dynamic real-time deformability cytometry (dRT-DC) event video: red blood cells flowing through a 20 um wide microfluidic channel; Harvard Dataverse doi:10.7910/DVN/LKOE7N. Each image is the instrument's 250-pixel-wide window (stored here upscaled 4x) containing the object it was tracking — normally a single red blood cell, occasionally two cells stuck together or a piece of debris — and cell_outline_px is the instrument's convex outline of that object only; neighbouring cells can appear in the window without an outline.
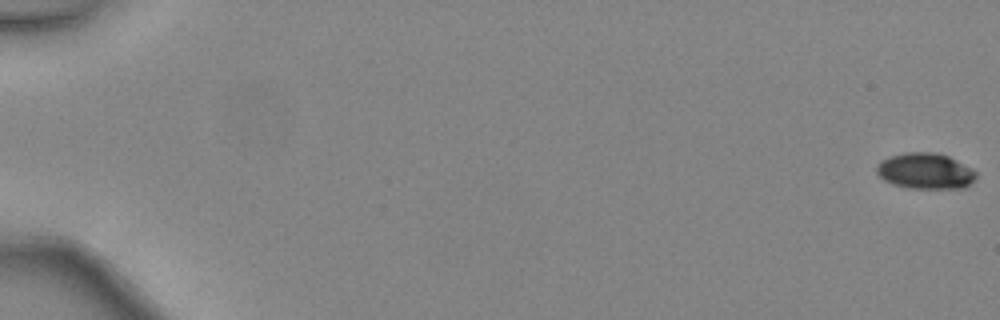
{"species": "common noctule bat (a hibernating species)", "species_latin": "Nyctalus noctula", "temperature_condition": "warm", "stored_images_in_passage": 48, "camera_frame_rate_fps": 3000, "um_per_image_px": 0.085, "animal": {"sex": "female", "body_mass_g": 24.6, "forearm_length_mm": 56.2}, "frame": {"image": 1, "passage_image": 1, "time_ms": 0.0, "image_size_px": [1000, 320], "cell_outline_px": [[976, 176], [964, 188], [912, 188], [892, 184], [884, 180], [876, 172], [876, 164], [880, 160], [888, 156], [904, 152], [936, 152], [948, 156], [976, 172]], "centroid_in_image_um": [78.58, 14.52], "position_along_channel_um": 6.4, "area_um2": 20.69}}
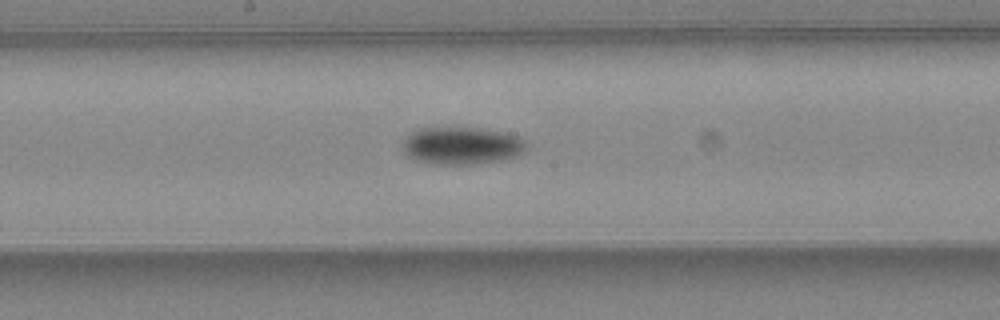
{"frame": {"image": 2, "passage_image": 28, "time_ms": 9.0, "image_size_px": [1000, 320], "cell_outline_px": [[528, 148], [524, 152], [516, 156], [504, 160], [476, 164], [432, 164], [416, 160], [408, 156], [404, 152], [400, 144], [412, 132], [420, 128], [480, 128], [504, 132], [520, 136], [528, 140]], "centroid_in_image_um": [39.31, 12.39], "position_along_channel_um": 208.9, "area_um2": 27.46}}
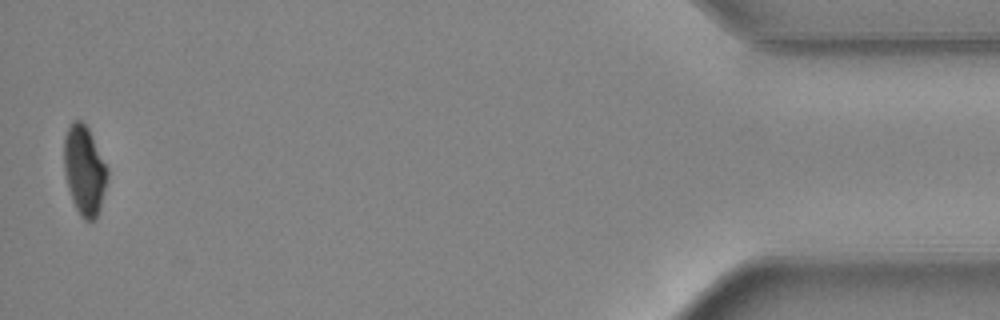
{"frame": {"image": 3, "passage_image": 48, "time_ms": 15.667, "image_size_px": [1000, 320], "cell_outline_px": [[108, 180], [100, 208], [96, 220], [84, 220], [80, 216], [72, 200], [68, 188], [64, 172], [64, 136], [72, 120], [80, 120], [88, 128], [108, 168]], "centroid_in_image_um": [7.17, 14.49], "position_along_channel_um": 428.0, "area_um2": 22.72}, "authors_computed_cell_mechanics": {"area_um2": 23.7269, "velocity_mm_per_s": 4.488, "shape_relaxation_time_tau1_ms": 3.0553, "shape_relaxation_time_tau2_ms": null, "deformation_change_tau1": 0.1276, "deformation_change_tau2": null}}